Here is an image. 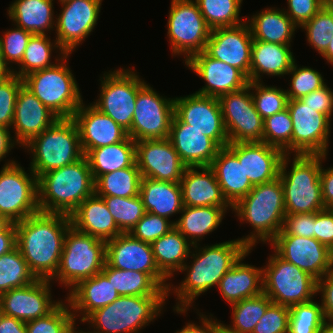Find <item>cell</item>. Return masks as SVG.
Here are the masks:
<instances>
[{
    "label": "cell",
    "mask_w": 333,
    "mask_h": 333,
    "mask_svg": "<svg viewBox=\"0 0 333 333\" xmlns=\"http://www.w3.org/2000/svg\"><path fill=\"white\" fill-rule=\"evenodd\" d=\"M250 248L238 238L219 242L211 245L192 246L188 259H192L183 265L179 272L185 274V278L178 285H169L167 294L175 295L176 304L173 311L176 314L186 315L191 308L196 310L195 300L201 294L217 288L221 278Z\"/></svg>",
    "instance_id": "cell-1"
},
{
    "label": "cell",
    "mask_w": 333,
    "mask_h": 333,
    "mask_svg": "<svg viewBox=\"0 0 333 333\" xmlns=\"http://www.w3.org/2000/svg\"><path fill=\"white\" fill-rule=\"evenodd\" d=\"M16 243L36 279L52 280L57 273L70 216L38 212L15 224Z\"/></svg>",
    "instance_id": "cell-2"
},
{
    "label": "cell",
    "mask_w": 333,
    "mask_h": 333,
    "mask_svg": "<svg viewBox=\"0 0 333 333\" xmlns=\"http://www.w3.org/2000/svg\"><path fill=\"white\" fill-rule=\"evenodd\" d=\"M232 213L240 224L251 226V232L238 238L253 251L258 243L269 244L282 230L285 212L284 191L281 180L262 183L253 189L233 207Z\"/></svg>",
    "instance_id": "cell-3"
},
{
    "label": "cell",
    "mask_w": 333,
    "mask_h": 333,
    "mask_svg": "<svg viewBox=\"0 0 333 333\" xmlns=\"http://www.w3.org/2000/svg\"><path fill=\"white\" fill-rule=\"evenodd\" d=\"M95 194V180L84 155L80 160L42 174L38 178L40 212L70 216Z\"/></svg>",
    "instance_id": "cell-4"
},
{
    "label": "cell",
    "mask_w": 333,
    "mask_h": 333,
    "mask_svg": "<svg viewBox=\"0 0 333 333\" xmlns=\"http://www.w3.org/2000/svg\"><path fill=\"white\" fill-rule=\"evenodd\" d=\"M168 289L155 295L119 296L115 301L92 312L83 322L92 333H140L166 311Z\"/></svg>",
    "instance_id": "cell-5"
},
{
    "label": "cell",
    "mask_w": 333,
    "mask_h": 333,
    "mask_svg": "<svg viewBox=\"0 0 333 333\" xmlns=\"http://www.w3.org/2000/svg\"><path fill=\"white\" fill-rule=\"evenodd\" d=\"M291 157V154L283 156L279 171L286 215L324 210L320 181L322 155L293 154Z\"/></svg>",
    "instance_id": "cell-6"
},
{
    "label": "cell",
    "mask_w": 333,
    "mask_h": 333,
    "mask_svg": "<svg viewBox=\"0 0 333 333\" xmlns=\"http://www.w3.org/2000/svg\"><path fill=\"white\" fill-rule=\"evenodd\" d=\"M31 155L30 169L42 174L80 160L84 154L79 132L72 118H59L23 147Z\"/></svg>",
    "instance_id": "cell-7"
},
{
    "label": "cell",
    "mask_w": 333,
    "mask_h": 333,
    "mask_svg": "<svg viewBox=\"0 0 333 333\" xmlns=\"http://www.w3.org/2000/svg\"><path fill=\"white\" fill-rule=\"evenodd\" d=\"M65 54L54 66L32 72L22 78L29 89L58 118H72L84 102Z\"/></svg>",
    "instance_id": "cell-8"
},
{
    "label": "cell",
    "mask_w": 333,
    "mask_h": 333,
    "mask_svg": "<svg viewBox=\"0 0 333 333\" xmlns=\"http://www.w3.org/2000/svg\"><path fill=\"white\" fill-rule=\"evenodd\" d=\"M105 263L106 241L71 226L65 235L59 267L51 282L58 281L69 292L80 281L100 273Z\"/></svg>",
    "instance_id": "cell-9"
},
{
    "label": "cell",
    "mask_w": 333,
    "mask_h": 333,
    "mask_svg": "<svg viewBox=\"0 0 333 333\" xmlns=\"http://www.w3.org/2000/svg\"><path fill=\"white\" fill-rule=\"evenodd\" d=\"M263 267V293L273 303L291 307L317 297V280L292 263L282 259L274 250Z\"/></svg>",
    "instance_id": "cell-10"
},
{
    "label": "cell",
    "mask_w": 333,
    "mask_h": 333,
    "mask_svg": "<svg viewBox=\"0 0 333 333\" xmlns=\"http://www.w3.org/2000/svg\"><path fill=\"white\" fill-rule=\"evenodd\" d=\"M136 71L134 67L105 71L99 79L98 99L91 103L127 132L131 129L138 90L147 82Z\"/></svg>",
    "instance_id": "cell-11"
},
{
    "label": "cell",
    "mask_w": 333,
    "mask_h": 333,
    "mask_svg": "<svg viewBox=\"0 0 333 333\" xmlns=\"http://www.w3.org/2000/svg\"><path fill=\"white\" fill-rule=\"evenodd\" d=\"M167 20V38L172 56H191L205 49L211 29L206 24L195 0H171Z\"/></svg>",
    "instance_id": "cell-12"
},
{
    "label": "cell",
    "mask_w": 333,
    "mask_h": 333,
    "mask_svg": "<svg viewBox=\"0 0 333 333\" xmlns=\"http://www.w3.org/2000/svg\"><path fill=\"white\" fill-rule=\"evenodd\" d=\"M29 171V173H27ZM40 212L38 178L19 162L0 169V214L18 223Z\"/></svg>",
    "instance_id": "cell-13"
},
{
    "label": "cell",
    "mask_w": 333,
    "mask_h": 333,
    "mask_svg": "<svg viewBox=\"0 0 333 333\" xmlns=\"http://www.w3.org/2000/svg\"><path fill=\"white\" fill-rule=\"evenodd\" d=\"M174 116V97L161 95L145 83L136 98L131 129L127 132L135 142L140 140L168 139Z\"/></svg>",
    "instance_id": "cell-14"
},
{
    "label": "cell",
    "mask_w": 333,
    "mask_h": 333,
    "mask_svg": "<svg viewBox=\"0 0 333 333\" xmlns=\"http://www.w3.org/2000/svg\"><path fill=\"white\" fill-rule=\"evenodd\" d=\"M292 131V155H328L331 119L300 99L288 100Z\"/></svg>",
    "instance_id": "cell-15"
},
{
    "label": "cell",
    "mask_w": 333,
    "mask_h": 333,
    "mask_svg": "<svg viewBox=\"0 0 333 333\" xmlns=\"http://www.w3.org/2000/svg\"><path fill=\"white\" fill-rule=\"evenodd\" d=\"M229 143L263 142L264 119L248 86L218 98Z\"/></svg>",
    "instance_id": "cell-16"
},
{
    "label": "cell",
    "mask_w": 333,
    "mask_h": 333,
    "mask_svg": "<svg viewBox=\"0 0 333 333\" xmlns=\"http://www.w3.org/2000/svg\"><path fill=\"white\" fill-rule=\"evenodd\" d=\"M103 0H67L56 15L55 39L66 54L82 45L97 26Z\"/></svg>",
    "instance_id": "cell-17"
},
{
    "label": "cell",
    "mask_w": 333,
    "mask_h": 333,
    "mask_svg": "<svg viewBox=\"0 0 333 333\" xmlns=\"http://www.w3.org/2000/svg\"><path fill=\"white\" fill-rule=\"evenodd\" d=\"M174 115L181 122L213 139L220 147L229 144L218 98L197 93L175 96Z\"/></svg>",
    "instance_id": "cell-18"
},
{
    "label": "cell",
    "mask_w": 333,
    "mask_h": 333,
    "mask_svg": "<svg viewBox=\"0 0 333 333\" xmlns=\"http://www.w3.org/2000/svg\"><path fill=\"white\" fill-rule=\"evenodd\" d=\"M268 245L282 259L307 272L317 281L333 270V251L315 238L276 235Z\"/></svg>",
    "instance_id": "cell-19"
},
{
    "label": "cell",
    "mask_w": 333,
    "mask_h": 333,
    "mask_svg": "<svg viewBox=\"0 0 333 333\" xmlns=\"http://www.w3.org/2000/svg\"><path fill=\"white\" fill-rule=\"evenodd\" d=\"M106 262L116 269L147 273L162 289H168L172 283L156 266L151 244L129 233L106 241Z\"/></svg>",
    "instance_id": "cell-20"
},
{
    "label": "cell",
    "mask_w": 333,
    "mask_h": 333,
    "mask_svg": "<svg viewBox=\"0 0 333 333\" xmlns=\"http://www.w3.org/2000/svg\"><path fill=\"white\" fill-rule=\"evenodd\" d=\"M52 284L51 280L37 279L0 294L2 312L25 323L47 316L63 301L52 299Z\"/></svg>",
    "instance_id": "cell-21"
},
{
    "label": "cell",
    "mask_w": 333,
    "mask_h": 333,
    "mask_svg": "<svg viewBox=\"0 0 333 333\" xmlns=\"http://www.w3.org/2000/svg\"><path fill=\"white\" fill-rule=\"evenodd\" d=\"M252 33L247 22L211 30L204 52L213 59L241 70L250 81Z\"/></svg>",
    "instance_id": "cell-22"
},
{
    "label": "cell",
    "mask_w": 333,
    "mask_h": 333,
    "mask_svg": "<svg viewBox=\"0 0 333 333\" xmlns=\"http://www.w3.org/2000/svg\"><path fill=\"white\" fill-rule=\"evenodd\" d=\"M136 163L142 177L167 182H180L187 167L169 139L136 141Z\"/></svg>",
    "instance_id": "cell-23"
},
{
    "label": "cell",
    "mask_w": 333,
    "mask_h": 333,
    "mask_svg": "<svg viewBox=\"0 0 333 333\" xmlns=\"http://www.w3.org/2000/svg\"><path fill=\"white\" fill-rule=\"evenodd\" d=\"M188 69L196 73L204 86L195 93L219 98L248 86V77L238 68L208 56L204 51L191 56L185 63Z\"/></svg>",
    "instance_id": "cell-24"
},
{
    "label": "cell",
    "mask_w": 333,
    "mask_h": 333,
    "mask_svg": "<svg viewBox=\"0 0 333 333\" xmlns=\"http://www.w3.org/2000/svg\"><path fill=\"white\" fill-rule=\"evenodd\" d=\"M85 155L90 149L124 141L128 133L111 117L100 112L90 102H83L72 116Z\"/></svg>",
    "instance_id": "cell-25"
},
{
    "label": "cell",
    "mask_w": 333,
    "mask_h": 333,
    "mask_svg": "<svg viewBox=\"0 0 333 333\" xmlns=\"http://www.w3.org/2000/svg\"><path fill=\"white\" fill-rule=\"evenodd\" d=\"M57 119L43 103L24 85L18 91L11 131L22 148L33 137L48 129Z\"/></svg>",
    "instance_id": "cell-26"
},
{
    "label": "cell",
    "mask_w": 333,
    "mask_h": 333,
    "mask_svg": "<svg viewBox=\"0 0 333 333\" xmlns=\"http://www.w3.org/2000/svg\"><path fill=\"white\" fill-rule=\"evenodd\" d=\"M227 147L243 163V170L253 186L279 177L280 164L285 155L280 149L264 142L229 143Z\"/></svg>",
    "instance_id": "cell-27"
},
{
    "label": "cell",
    "mask_w": 333,
    "mask_h": 333,
    "mask_svg": "<svg viewBox=\"0 0 333 333\" xmlns=\"http://www.w3.org/2000/svg\"><path fill=\"white\" fill-rule=\"evenodd\" d=\"M168 139L187 167L210 166L221 148L213 139L181 122L175 115Z\"/></svg>",
    "instance_id": "cell-28"
},
{
    "label": "cell",
    "mask_w": 333,
    "mask_h": 333,
    "mask_svg": "<svg viewBox=\"0 0 333 333\" xmlns=\"http://www.w3.org/2000/svg\"><path fill=\"white\" fill-rule=\"evenodd\" d=\"M66 296L75 319L82 323L92 312L112 303L120 295L112 282L100 272L80 281Z\"/></svg>",
    "instance_id": "cell-29"
},
{
    "label": "cell",
    "mask_w": 333,
    "mask_h": 333,
    "mask_svg": "<svg viewBox=\"0 0 333 333\" xmlns=\"http://www.w3.org/2000/svg\"><path fill=\"white\" fill-rule=\"evenodd\" d=\"M180 185L183 206L232 207L223 196L210 166L186 167Z\"/></svg>",
    "instance_id": "cell-30"
},
{
    "label": "cell",
    "mask_w": 333,
    "mask_h": 333,
    "mask_svg": "<svg viewBox=\"0 0 333 333\" xmlns=\"http://www.w3.org/2000/svg\"><path fill=\"white\" fill-rule=\"evenodd\" d=\"M251 250L242 255L225 273L217 287L223 300L229 305L263 293V267L243 262Z\"/></svg>",
    "instance_id": "cell-31"
},
{
    "label": "cell",
    "mask_w": 333,
    "mask_h": 333,
    "mask_svg": "<svg viewBox=\"0 0 333 333\" xmlns=\"http://www.w3.org/2000/svg\"><path fill=\"white\" fill-rule=\"evenodd\" d=\"M72 226L82 233L109 241L122 234L103 198L93 194L70 215Z\"/></svg>",
    "instance_id": "cell-32"
},
{
    "label": "cell",
    "mask_w": 333,
    "mask_h": 333,
    "mask_svg": "<svg viewBox=\"0 0 333 333\" xmlns=\"http://www.w3.org/2000/svg\"><path fill=\"white\" fill-rule=\"evenodd\" d=\"M291 47L253 39L250 81L263 82L264 75L284 78L296 60Z\"/></svg>",
    "instance_id": "cell-33"
},
{
    "label": "cell",
    "mask_w": 333,
    "mask_h": 333,
    "mask_svg": "<svg viewBox=\"0 0 333 333\" xmlns=\"http://www.w3.org/2000/svg\"><path fill=\"white\" fill-rule=\"evenodd\" d=\"M210 167L216 175L223 196L232 207L254 187L245 175L243 163L239 162L227 146L220 148Z\"/></svg>",
    "instance_id": "cell-34"
},
{
    "label": "cell",
    "mask_w": 333,
    "mask_h": 333,
    "mask_svg": "<svg viewBox=\"0 0 333 333\" xmlns=\"http://www.w3.org/2000/svg\"><path fill=\"white\" fill-rule=\"evenodd\" d=\"M54 1L13 0L7 8L6 15L10 21L12 20V26L23 28L33 35H51L56 24Z\"/></svg>",
    "instance_id": "cell-35"
},
{
    "label": "cell",
    "mask_w": 333,
    "mask_h": 333,
    "mask_svg": "<svg viewBox=\"0 0 333 333\" xmlns=\"http://www.w3.org/2000/svg\"><path fill=\"white\" fill-rule=\"evenodd\" d=\"M254 40L274 44L291 45L295 31L299 29L287 16L284 10L277 7H266L246 17Z\"/></svg>",
    "instance_id": "cell-36"
},
{
    "label": "cell",
    "mask_w": 333,
    "mask_h": 333,
    "mask_svg": "<svg viewBox=\"0 0 333 333\" xmlns=\"http://www.w3.org/2000/svg\"><path fill=\"white\" fill-rule=\"evenodd\" d=\"M229 210L232 207L183 206L179 218L172 221L175 228L194 246L200 244L205 235L217 230Z\"/></svg>",
    "instance_id": "cell-37"
},
{
    "label": "cell",
    "mask_w": 333,
    "mask_h": 333,
    "mask_svg": "<svg viewBox=\"0 0 333 333\" xmlns=\"http://www.w3.org/2000/svg\"><path fill=\"white\" fill-rule=\"evenodd\" d=\"M139 195L146 212L170 220L180 214L183 208L180 182L159 181L141 178Z\"/></svg>",
    "instance_id": "cell-38"
},
{
    "label": "cell",
    "mask_w": 333,
    "mask_h": 333,
    "mask_svg": "<svg viewBox=\"0 0 333 333\" xmlns=\"http://www.w3.org/2000/svg\"><path fill=\"white\" fill-rule=\"evenodd\" d=\"M153 256L159 271L170 281L188 260L192 244L174 227L152 244Z\"/></svg>",
    "instance_id": "cell-39"
},
{
    "label": "cell",
    "mask_w": 333,
    "mask_h": 333,
    "mask_svg": "<svg viewBox=\"0 0 333 333\" xmlns=\"http://www.w3.org/2000/svg\"><path fill=\"white\" fill-rule=\"evenodd\" d=\"M85 156L96 181L101 175L133 166L136 163V142L128 136L124 141L90 149Z\"/></svg>",
    "instance_id": "cell-40"
},
{
    "label": "cell",
    "mask_w": 333,
    "mask_h": 333,
    "mask_svg": "<svg viewBox=\"0 0 333 333\" xmlns=\"http://www.w3.org/2000/svg\"><path fill=\"white\" fill-rule=\"evenodd\" d=\"M48 35H32L29 39L24 56L20 64L12 71L20 78L26 75L54 66L64 55V50L59 46L56 39L51 40ZM55 51V52H54ZM53 52L56 56H52ZM54 61H52V58Z\"/></svg>",
    "instance_id": "cell-41"
},
{
    "label": "cell",
    "mask_w": 333,
    "mask_h": 333,
    "mask_svg": "<svg viewBox=\"0 0 333 333\" xmlns=\"http://www.w3.org/2000/svg\"><path fill=\"white\" fill-rule=\"evenodd\" d=\"M272 303V300L262 293L231 304V323L227 325L221 321L222 330L226 333H252L255 325Z\"/></svg>",
    "instance_id": "cell-42"
},
{
    "label": "cell",
    "mask_w": 333,
    "mask_h": 333,
    "mask_svg": "<svg viewBox=\"0 0 333 333\" xmlns=\"http://www.w3.org/2000/svg\"><path fill=\"white\" fill-rule=\"evenodd\" d=\"M141 173L135 163L133 166L101 175L95 181V194L99 197H134L140 192Z\"/></svg>",
    "instance_id": "cell-43"
},
{
    "label": "cell",
    "mask_w": 333,
    "mask_h": 333,
    "mask_svg": "<svg viewBox=\"0 0 333 333\" xmlns=\"http://www.w3.org/2000/svg\"><path fill=\"white\" fill-rule=\"evenodd\" d=\"M120 296L155 295L161 287L147 274L139 271H127L111 267L107 262L101 271Z\"/></svg>",
    "instance_id": "cell-44"
},
{
    "label": "cell",
    "mask_w": 333,
    "mask_h": 333,
    "mask_svg": "<svg viewBox=\"0 0 333 333\" xmlns=\"http://www.w3.org/2000/svg\"><path fill=\"white\" fill-rule=\"evenodd\" d=\"M211 30L234 27L246 22L240 17L242 0H195Z\"/></svg>",
    "instance_id": "cell-45"
},
{
    "label": "cell",
    "mask_w": 333,
    "mask_h": 333,
    "mask_svg": "<svg viewBox=\"0 0 333 333\" xmlns=\"http://www.w3.org/2000/svg\"><path fill=\"white\" fill-rule=\"evenodd\" d=\"M36 280L17 246L0 256V294Z\"/></svg>",
    "instance_id": "cell-46"
},
{
    "label": "cell",
    "mask_w": 333,
    "mask_h": 333,
    "mask_svg": "<svg viewBox=\"0 0 333 333\" xmlns=\"http://www.w3.org/2000/svg\"><path fill=\"white\" fill-rule=\"evenodd\" d=\"M122 233H129L146 211L141 196L134 197H101Z\"/></svg>",
    "instance_id": "cell-47"
},
{
    "label": "cell",
    "mask_w": 333,
    "mask_h": 333,
    "mask_svg": "<svg viewBox=\"0 0 333 333\" xmlns=\"http://www.w3.org/2000/svg\"><path fill=\"white\" fill-rule=\"evenodd\" d=\"M292 131V119L286 108L264 119L263 142L284 154H292Z\"/></svg>",
    "instance_id": "cell-48"
},
{
    "label": "cell",
    "mask_w": 333,
    "mask_h": 333,
    "mask_svg": "<svg viewBox=\"0 0 333 333\" xmlns=\"http://www.w3.org/2000/svg\"><path fill=\"white\" fill-rule=\"evenodd\" d=\"M289 309L288 333H320L326 322L322 306L316 299Z\"/></svg>",
    "instance_id": "cell-49"
},
{
    "label": "cell",
    "mask_w": 333,
    "mask_h": 333,
    "mask_svg": "<svg viewBox=\"0 0 333 333\" xmlns=\"http://www.w3.org/2000/svg\"><path fill=\"white\" fill-rule=\"evenodd\" d=\"M249 88L260 116L265 119L287 108L288 96L286 89L275 85H265L264 82L249 81Z\"/></svg>",
    "instance_id": "cell-50"
},
{
    "label": "cell",
    "mask_w": 333,
    "mask_h": 333,
    "mask_svg": "<svg viewBox=\"0 0 333 333\" xmlns=\"http://www.w3.org/2000/svg\"><path fill=\"white\" fill-rule=\"evenodd\" d=\"M70 304L64 299L47 316L26 322L27 333H69L76 324Z\"/></svg>",
    "instance_id": "cell-51"
},
{
    "label": "cell",
    "mask_w": 333,
    "mask_h": 333,
    "mask_svg": "<svg viewBox=\"0 0 333 333\" xmlns=\"http://www.w3.org/2000/svg\"><path fill=\"white\" fill-rule=\"evenodd\" d=\"M306 34V42L322 55L333 37V16L323 6L308 22L300 27Z\"/></svg>",
    "instance_id": "cell-52"
},
{
    "label": "cell",
    "mask_w": 333,
    "mask_h": 333,
    "mask_svg": "<svg viewBox=\"0 0 333 333\" xmlns=\"http://www.w3.org/2000/svg\"><path fill=\"white\" fill-rule=\"evenodd\" d=\"M291 76L289 82L290 88L286 89V94L289 100L300 99L309 93L320 89L326 82L321 72L313 69L310 66H300L296 60L292 68L287 73Z\"/></svg>",
    "instance_id": "cell-53"
},
{
    "label": "cell",
    "mask_w": 333,
    "mask_h": 333,
    "mask_svg": "<svg viewBox=\"0 0 333 333\" xmlns=\"http://www.w3.org/2000/svg\"><path fill=\"white\" fill-rule=\"evenodd\" d=\"M32 35L15 25L13 28L2 31V36L0 35L1 55L11 71L15 69V65L20 64Z\"/></svg>",
    "instance_id": "cell-54"
},
{
    "label": "cell",
    "mask_w": 333,
    "mask_h": 333,
    "mask_svg": "<svg viewBox=\"0 0 333 333\" xmlns=\"http://www.w3.org/2000/svg\"><path fill=\"white\" fill-rule=\"evenodd\" d=\"M175 227L173 221L146 212L145 215L131 229L129 234L143 242L152 244L155 240L168 233Z\"/></svg>",
    "instance_id": "cell-55"
},
{
    "label": "cell",
    "mask_w": 333,
    "mask_h": 333,
    "mask_svg": "<svg viewBox=\"0 0 333 333\" xmlns=\"http://www.w3.org/2000/svg\"><path fill=\"white\" fill-rule=\"evenodd\" d=\"M22 85V78L15 74L0 81V126L11 129L16 97Z\"/></svg>",
    "instance_id": "cell-56"
},
{
    "label": "cell",
    "mask_w": 333,
    "mask_h": 333,
    "mask_svg": "<svg viewBox=\"0 0 333 333\" xmlns=\"http://www.w3.org/2000/svg\"><path fill=\"white\" fill-rule=\"evenodd\" d=\"M289 315V307L272 303L252 333H288Z\"/></svg>",
    "instance_id": "cell-57"
},
{
    "label": "cell",
    "mask_w": 333,
    "mask_h": 333,
    "mask_svg": "<svg viewBox=\"0 0 333 333\" xmlns=\"http://www.w3.org/2000/svg\"><path fill=\"white\" fill-rule=\"evenodd\" d=\"M325 0H287V9L283 8L287 16L300 29L323 6Z\"/></svg>",
    "instance_id": "cell-58"
},
{
    "label": "cell",
    "mask_w": 333,
    "mask_h": 333,
    "mask_svg": "<svg viewBox=\"0 0 333 333\" xmlns=\"http://www.w3.org/2000/svg\"><path fill=\"white\" fill-rule=\"evenodd\" d=\"M315 213L285 215L282 230L277 235L314 238Z\"/></svg>",
    "instance_id": "cell-59"
},
{
    "label": "cell",
    "mask_w": 333,
    "mask_h": 333,
    "mask_svg": "<svg viewBox=\"0 0 333 333\" xmlns=\"http://www.w3.org/2000/svg\"><path fill=\"white\" fill-rule=\"evenodd\" d=\"M300 100L315 111L327 115L331 120L333 116V90L326 83L323 87L315 90L308 95L300 98Z\"/></svg>",
    "instance_id": "cell-60"
},
{
    "label": "cell",
    "mask_w": 333,
    "mask_h": 333,
    "mask_svg": "<svg viewBox=\"0 0 333 333\" xmlns=\"http://www.w3.org/2000/svg\"><path fill=\"white\" fill-rule=\"evenodd\" d=\"M314 238L333 251V209L315 213Z\"/></svg>",
    "instance_id": "cell-61"
},
{
    "label": "cell",
    "mask_w": 333,
    "mask_h": 333,
    "mask_svg": "<svg viewBox=\"0 0 333 333\" xmlns=\"http://www.w3.org/2000/svg\"><path fill=\"white\" fill-rule=\"evenodd\" d=\"M197 315L199 316V325L189 321L187 322L183 328L180 330H176L174 333H221L222 325L221 320L218 321L213 314L205 315L203 312H200L199 309L196 310ZM201 323V324H200Z\"/></svg>",
    "instance_id": "cell-62"
},
{
    "label": "cell",
    "mask_w": 333,
    "mask_h": 333,
    "mask_svg": "<svg viewBox=\"0 0 333 333\" xmlns=\"http://www.w3.org/2000/svg\"><path fill=\"white\" fill-rule=\"evenodd\" d=\"M326 321H333V270L317 281V292Z\"/></svg>",
    "instance_id": "cell-63"
},
{
    "label": "cell",
    "mask_w": 333,
    "mask_h": 333,
    "mask_svg": "<svg viewBox=\"0 0 333 333\" xmlns=\"http://www.w3.org/2000/svg\"><path fill=\"white\" fill-rule=\"evenodd\" d=\"M325 160H327V155H322V168L320 173L322 200L325 209H333V165L324 167L323 163Z\"/></svg>",
    "instance_id": "cell-64"
},
{
    "label": "cell",
    "mask_w": 333,
    "mask_h": 333,
    "mask_svg": "<svg viewBox=\"0 0 333 333\" xmlns=\"http://www.w3.org/2000/svg\"><path fill=\"white\" fill-rule=\"evenodd\" d=\"M10 128H6L3 126H0V162L3 160L5 161L3 166L12 165L17 163L14 158L13 159H7L11 150H13L16 146L20 147V145L15 141L14 137L11 135L12 131H10Z\"/></svg>",
    "instance_id": "cell-65"
},
{
    "label": "cell",
    "mask_w": 333,
    "mask_h": 333,
    "mask_svg": "<svg viewBox=\"0 0 333 333\" xmlns=\"http://www.w3.org/2000/svg\"><path fill=\"white\" fill-rule=\"evenodd\" d=\"M0 333H27L26 323L3 314L0 320Z\"/></svg>",
    "instance_id": "cell-66"
},
{
    "label": "cell",
    "mask_w": 333,
    "mask_h": 333,
    "mask_svg": "<svg viewBox=\"0 0 333 333\" xmlns=\"http://www.w3.org/2000/svg\"><path fill=\"white\" fill-rule=\"evenodd\" d=\"M16 226L13 223L6 231L0 232V256L16 247Z\"/></svg>",
    "instance_id": "cell-67"
},
{
    "label": "cell",
    "mask_w": 333,
    "mask_h": 333,
    "mask_svg": "<svg viewBox=\"0 0 333 333\" xmlns=\"http://www.w3.org/2000/svg\"><path fill=\"white\" fill-rule=\"evenodd\" d=\"M321 56L325 59L326 64L328 63L329 65H332L331 67H333V37L326 51Z\"/></svg>",
    "instance_id": "cell-68"
},
{
    "label": "cell",
    "mask_w": 333,
    "mask_h": 333,
    "mask_svg": "<svg viewBox=\"0 0 333 333\" xmlns=\"http://www.w3.org/2000/svg\"><path fill=\"white\" fill-rule=\"evenodd\" d=\"M11 74H13L12 71L5 64L4 59H3L2 55L0 54V78H7Z\"/></svg>",
    "instance_id": "cell-69"
},
{
    "label": "cell",
    "mask_w": 333,
    "mask_h": 333,
    "mask_svg": "<svg viewBox=\"0 0 333 333\" xmlns=\"http://www.w3.org/2000/svg\"><path fill=\"white\" fill-rule=\"evenodd\" d=\"M13 222H11L7 217L0 214V232L6 231Z\"/></svg>",
    "instance_id": "cell-70"
},
{
    "label": "cell",
    "mask_w": 333,
    "mask_h": 333,
    "mask_svg": "<svg viewBox=\"0 0 333 333\" xmlns=\"http://www.w3.org/2000/svg\"><path fill=\"white\" fill-rule=\"evenodd\" d=\"M320 333H333V321H326Z\"/></svg>",
    "instance_id": "cell-71"
},
{
    "label": "cell",
    "mask_w": 333,
    "mask_h": 333,
    "mask_svg": "<svg viewBox=\"0 0 333 333\" xmlns=\"http://www.w3.org/2000/svg\"><path fill=\"white\" fill-rule=\"evenodd\" d=\"M78 323L73 326V328L69 331V333H92L90 330L86 329L83 331L82 329L79 330V326L77 327Z\"/></svg>",
    "instance_id": "cell-72"
},
{
    "label": "cell",
    "mask_w": 333,
    "mask_h": 333,
    "mask_svg": "<svg viewBox=\"0 0 333 333\" xmlns=\"http://www.w3.org/2000/svg\"><path fill=\"white\" fill-rule=\"evenodd\" d=\"M324 6L330 11L333 16V2H324Z\"/></svg>",
    "instance_id": "cell-73"
},
{
    "label": "cell",
    "mask_w": 333,
    "mask_h": 333,
    "mask_svg": "<svg viewBox=\"0 0 333 333\" xmlns=\"http://www.w3.org/2000/svg\"><path fill=\"white\" fill-rule=\"evenodd\" d=\"M3 312H2V308H1V305H0V320H1V318H2V316H3Z\"/></svg>",
    "instance_id": "cell-74"
},
{
    "label": "cell",
    "mask_w": 333,
    "mask_h": 333,
    "mask_svg": "<svg viewBox=\"0 0 333 333\" xmlns=\"http://www.w3.org/2000/svg\"><path fill=\"white\" fill-rule=\"evenodd\" d=\"M65 1H67V0H58L57 2L62 3V2H65Z\"/></svg>",
    "instance_id": "cell-75"
},
{
    "label": "cell",
    "mask_w": 333,
    "mask_h": 333,
    "mask_svg": "<svg viewBox=\"0 0 333 333\" xmlns=\"http://www.w3.org/2000/svg\"><path fill=\"white\" fill-rule=\"evenodd\" d=\"M324 2H333V0H325Z\"/></svg>",
    "instance_id": "cell-76"
}]
</instances>
